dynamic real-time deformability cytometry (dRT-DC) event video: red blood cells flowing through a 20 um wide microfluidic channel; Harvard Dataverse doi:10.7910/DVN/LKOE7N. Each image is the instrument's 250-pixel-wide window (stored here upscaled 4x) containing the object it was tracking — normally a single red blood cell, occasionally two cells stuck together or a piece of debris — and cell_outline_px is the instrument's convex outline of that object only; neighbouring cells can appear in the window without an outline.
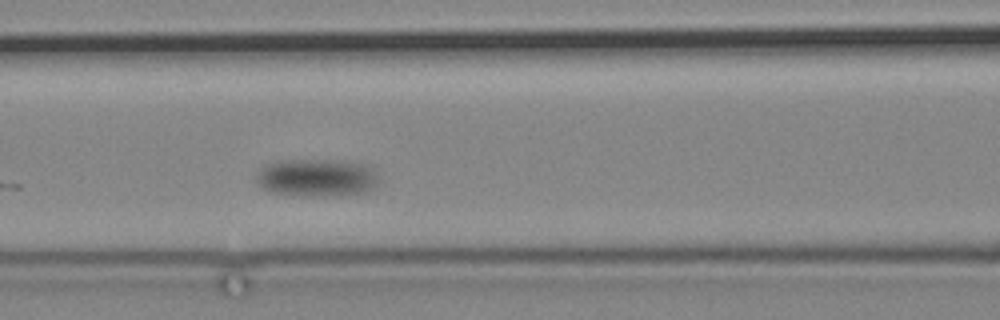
{"species": "common noctule bat (a hibernating species)", "species_latin": "Nyctalus noctula", "temperature_condition": "cold", "stored_images_in_passage": 7, "camera_frame_rate_fps": 3000, "um_per_image_px": 0.085, "animal": {"sex": "male", "body_mass_g": 19.2, "forearm_length_mm": 51.8}, "frame": {"image": 1, "passage_image": 7, "time_ms": 8.333, "image_size_px": [1000, 320], "cell_outline_px": [[380, 180], [372, 188], [364, 192], [328, 196], [300, 196], [268, 192], [260, 188], [256, 184], [256, 172], [264, 164], [276, 160], [344, 160], [372, 164]], "centroid_in_image_um": [26.89, 15.08], "position_along_channel_um": 139.7, "area_um2": 27.86}}